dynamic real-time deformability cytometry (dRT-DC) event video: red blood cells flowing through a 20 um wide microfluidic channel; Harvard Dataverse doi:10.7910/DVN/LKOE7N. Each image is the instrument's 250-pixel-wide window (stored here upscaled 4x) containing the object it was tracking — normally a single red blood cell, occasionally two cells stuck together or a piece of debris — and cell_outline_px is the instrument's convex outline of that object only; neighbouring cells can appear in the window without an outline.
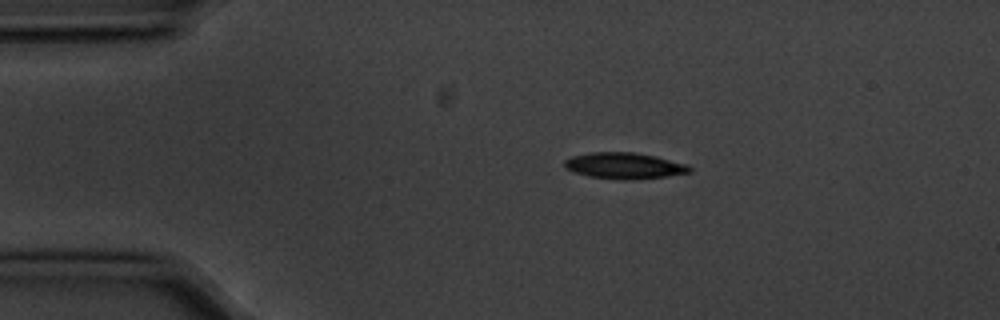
{"species": "common noctule bat (a hibernating species)", "species_latin": "Nyctalus noctula", "temperature_condition": "cold", "stored_images_in_passage": 5, "camera_frame_rate_fps": 3000, "um_per_image_px": 0.085, "animal": {"sex": "male", "body_mass_g": 20.1, "forearm_length_mm": 53.5}, "frame": {"image": 1, "passage_image": 2, "time_ms": 0.333, "image_size_px": [1000, 320], "cell_outline_px": [[692, 172], [664, 176], [632, 180], [624, 180], [588, 176], [572, 172], [564, 168], [564, 160], [572, 156], [592, 152], [636, 152], [656, 156], [684, 164], [692, 168]], "centroid_in_image_um": [53.01, 14.08], "position_along_channel_um": 32.0, "area_um2": 19.07}}
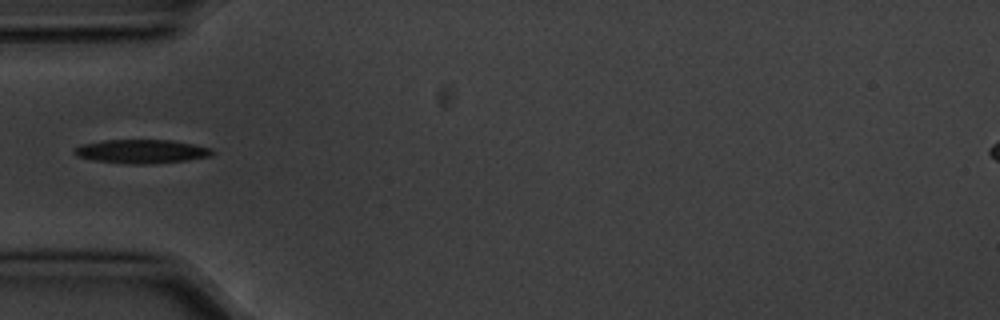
{"frame": {"image": 2, "passage_image": 4, "time_ms": 1.0, "image_size_px": [1000, 320], "cell_outline_px": [[216, 152], [212, 156], [188, 160], [152, 164], [124, 164], [92, 160], [76, 156], [72, 152], [72, 148], [80, 144], [104, 140], [172, 140], [212, 148]], "centroid_in_image_um": [12.0, 12.88], "position_along_channel_um": 73.0, "area_um2": 19.54}}